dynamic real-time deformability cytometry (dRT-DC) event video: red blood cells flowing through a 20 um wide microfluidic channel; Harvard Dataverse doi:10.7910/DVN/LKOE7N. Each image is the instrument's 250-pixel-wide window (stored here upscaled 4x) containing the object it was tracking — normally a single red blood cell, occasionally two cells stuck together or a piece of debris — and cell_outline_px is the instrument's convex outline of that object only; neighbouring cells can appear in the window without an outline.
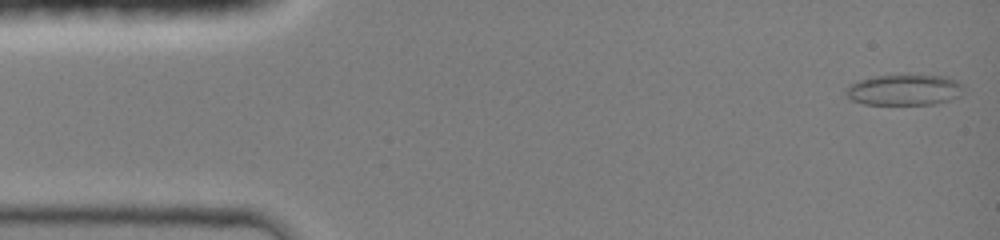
{"species": "common noctule bat (a hibernating species)", "species_latin": "Nyctalus noctula", "temperature_condition": "room temperature", "stored_images_in_passage": 5, "camera_frame_rate_fps": 3000, "um_per_image_px": 0.085, "animal": {"sex": "female", "body_mass_g": 19.0, "forearm_length_mm": 51.5}, "frame": {"image": 1, "passage_image": 1, "time_ms": 0.0, "image_size_px": [1000, 240], "cell_outline_px": [[964, 84], [960, 96], [948, 100], [932, 104], [864, 104], [852, 100], [844, 92], [844, 88], [848, 84], [860, 80], [876, 76], [944, 76], [956, 80]], "centroid_in_image_um": [76.84, 7.65], "position_along_channel_um": 8.2, "area_um2": 20.92}}
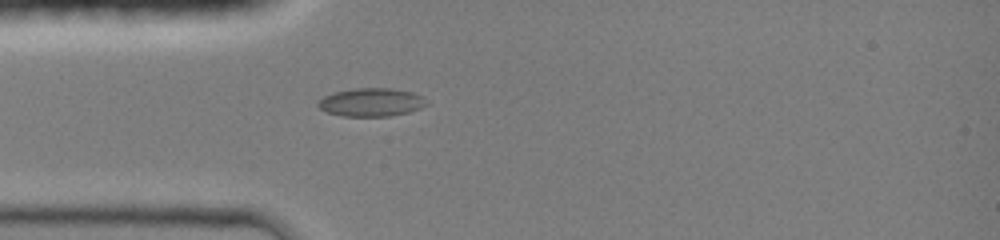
{"frame": {"image": 2, "passage_image": 5, "time_ms": 3.667, "image_size_px": [1000, 240], "cell_outline_px": [[428, 104], [420, 108], [408, 112], [388, 116], [344, 116], [328, 112], [320, 108], [316, 104], [324, 96], [336, 92], [356, 88], [392, 88], [412, 92], [424, 96], [428, 100]], "centroid_in_image_um": [31.61, 8.68], "position_along_channel_um": 53.4, "area_um2": 17.8}}